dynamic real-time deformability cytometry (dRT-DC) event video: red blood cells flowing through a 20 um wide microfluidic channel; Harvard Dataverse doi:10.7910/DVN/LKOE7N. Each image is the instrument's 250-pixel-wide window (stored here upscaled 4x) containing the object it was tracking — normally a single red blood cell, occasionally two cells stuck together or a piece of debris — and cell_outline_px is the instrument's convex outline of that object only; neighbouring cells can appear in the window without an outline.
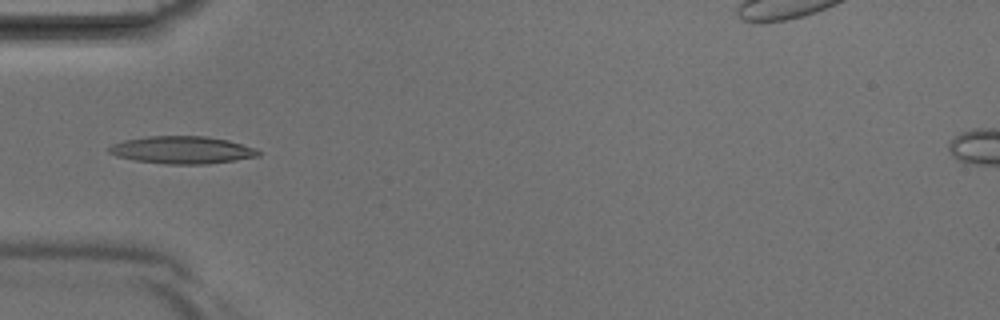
{"species": "Egyptian fruit bat (a non-hibernating species)", "species_latin": "Rousettus aegyptiacus", "temperature_condition": "room temperature", "stored_images_in_passage": 9, "camera_frame_rate_fps": 3000, "um_per_image_px": 0.085, "animal": {"sex": "male"}, "frame": {"image": 1, "passage_image": 4, "time_ms": 1.0, "image_size_px": [1000, 320], "cell_outline_px": [[260, 156], [236, 160], [208, 164], [164, 164], [132, 160], [116, 156], [108, 152], [108, 148], [112, 144], [124, 140], [148, 136], [204, 136], [228, 140], [256, 148], [260, 152]], "centroid_in_image_um": [15.47, 12.75], "position_along_channel_um": 69.5, "area_um2": 24.04}}
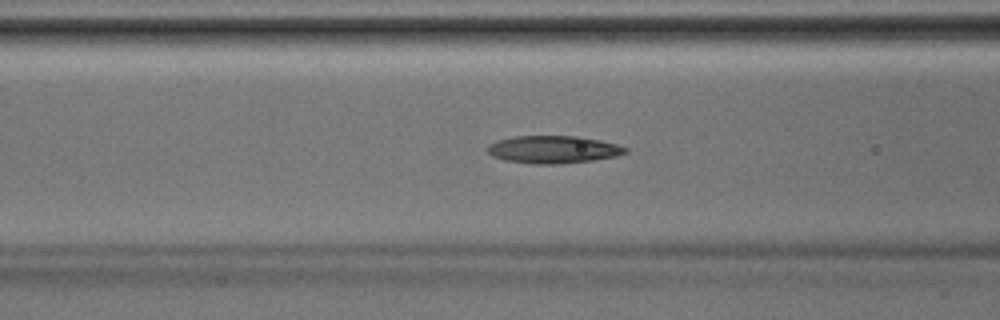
{"frame": {"image": 2, "passage_image": 7, "time_ms": 2.0, "image_size_px": [1000, 320], "cell_outline_px": [[628, 152], [616, 156], [592, 160], [556, 164], [536, 164], [504, 160], [492, 156], [488, 152], [488, 144], [496, 140], [516, 136], [576, 136], [600, 140], [616, 144], [628, 148]], "centroid_in_image_um": [47.01, 12.7], "position_along_channel_um": 119.6, "area_um2": 22.08}}
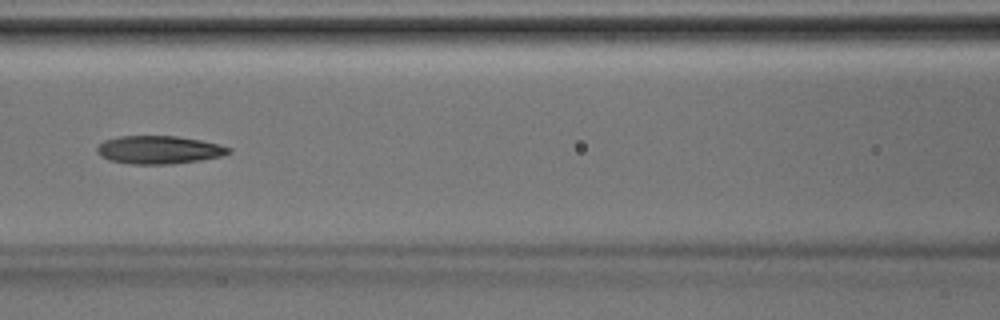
{"frame": {"image": 3, "passage_image": 9, "time_ms": 2.667, "image_size_px": [1000, 320], "cell_outline_px": [[232, 152], [220, 156], [200, 160], [172, 164], [132, 164], [108, 160], [100, 156], [96, 152], [96, 148], [104, 140], [120, 136], [176, 136], [200, 140], [232, 148]], "centroid_in_image_um": [13.48, 12.74], "position_along_channel_um": 153.1, "area_um2": 21.5}}